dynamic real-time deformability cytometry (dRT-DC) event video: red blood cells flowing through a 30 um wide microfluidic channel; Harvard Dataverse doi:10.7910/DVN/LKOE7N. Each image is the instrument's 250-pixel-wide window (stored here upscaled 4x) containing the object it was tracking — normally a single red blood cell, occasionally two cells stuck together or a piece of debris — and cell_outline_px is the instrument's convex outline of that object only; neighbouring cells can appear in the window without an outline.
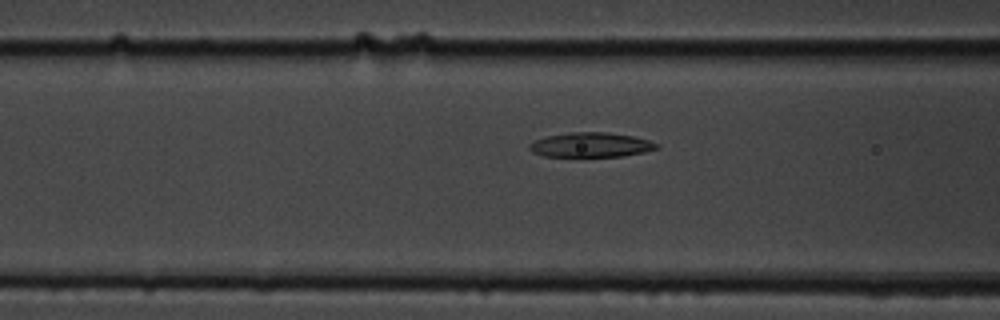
{"species": "common noctule bat (a hibernating species)", "species_latin": "Nyctalus noctula", "temperature_condition": "cold", "stored_images_in_passage": 7, "segment_of_instrument_passage": [2, 2], "camera_frame_rate_fps": 3000, "um_per_image_px": 0.085, "animal": {"sex": "male", "body_mass_g": 19.5, "forearm_length_mm": 54.6}, "frame": {"image": 1, "passage_image": 7, "time_ms": 7.0, "image_size_px": [1000, 320], "cell_outline_px": [[660, 148], [644, 152], [620, 156], [544, 156], [532, 152], [528, 148], [528, 144], [536, 140], [548, 136], [568, 132], [608, 132], [632, 136], [648, 140], [660, 144]], "centroid_in_image_um": [50.23, 12.31], "position_along_channel_um": 116.4, "area_um2": 18.21}}